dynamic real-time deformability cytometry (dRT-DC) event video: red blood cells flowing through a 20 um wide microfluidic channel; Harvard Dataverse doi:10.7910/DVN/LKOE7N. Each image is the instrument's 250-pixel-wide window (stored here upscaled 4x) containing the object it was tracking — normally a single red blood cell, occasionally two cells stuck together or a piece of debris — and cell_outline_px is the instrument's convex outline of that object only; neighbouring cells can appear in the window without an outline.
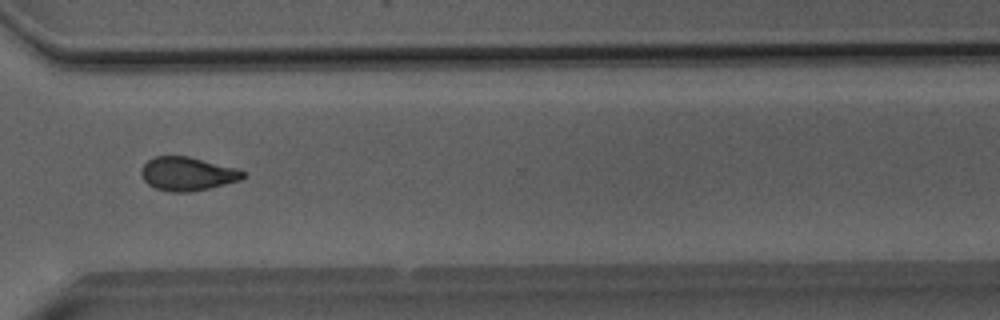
{"species": "Egyptian fruit bat (a non-hibernating species)", "species_latin": "Rousettus aegyptiacus", "temperature_condition": "room temperature", "stored_images_in_passage": 52, "segment_of_instrument_passage": [1, 2], "camera_frame_rate_fps": 3000, "um_per_image_px": 0.085, "animal": {"sex": "male"}, "frame": {"image": 1, "passage_image": 38, "time_ms": 12.333, "image_size_px": [1000, 320], "cell_outline_px": [[248, 176], [240, 180], [208, 188], [188, 192], [168, 192], [156, 188], [148, 184], [144, 180], [140, 172], [140, 168], [152, 156], [188, 156], [236, 168], [248, 172]], "centroid_in_image_um": [15.93, 14.77], "position_along_channel_um": 354.7, "area_um2": 20.06}}
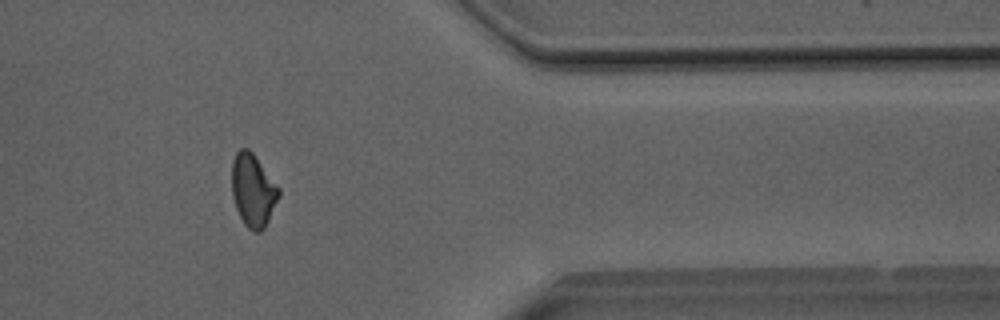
{"frame": {"image": 2, "passage_image": 42, "time_ms": 13.667, "image_size_px": [1000, 320], "cell_outline_px": [[280, 196], [264, 228], [260, 232], [256, 232], [248, 228], [244, 224], [236, 208], [232, 196], [232, 160], [236, 152], [240, 148], [248, 148], [256, 156], [280, 188]], "centroid_in_image_um": [21.51, 16.15], "position_along_channel_um": 389.9, "area_um2": 20.0}}